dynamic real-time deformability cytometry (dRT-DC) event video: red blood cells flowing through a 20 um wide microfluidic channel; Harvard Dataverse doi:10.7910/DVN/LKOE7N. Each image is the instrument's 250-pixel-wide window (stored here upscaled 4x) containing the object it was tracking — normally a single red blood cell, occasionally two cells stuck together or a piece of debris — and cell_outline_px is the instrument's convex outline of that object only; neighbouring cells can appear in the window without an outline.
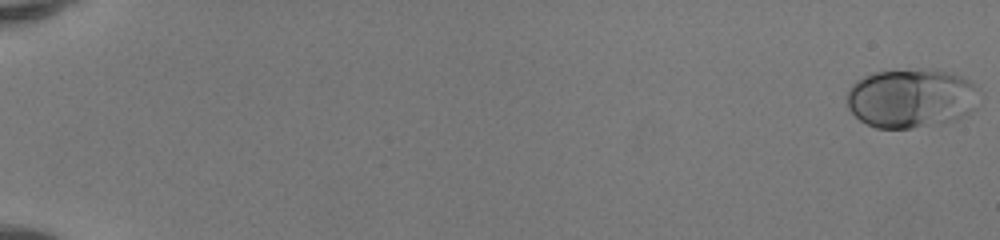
{"species": "human", "species_latin": "Homo sapiens", "temperature_condition": "room temperature", "stored_images_in_passage": 52, "camera_frame_rate_fps": 3000, "um_per_image_px": 0.085, "donor": {"sex": "female"}, "frame": {"image": 1, "passage_image": 1, "time_ms": 0.0, "image_size_px": [1000, 240], "cell_outline_px": [[976, 108], [956, 120], [944, 124], [912, 128], [876, 128], [860, 120], [848, 108], [848, 88], [856, 80], [864, 76], [876, 72], [920, 68], [952, 72], [964, 76], [972, 84]], "centroid_in_image_um": [77.42, 8.35], "position_along_channel_um": 7.6, "area_um2": 45.66}}
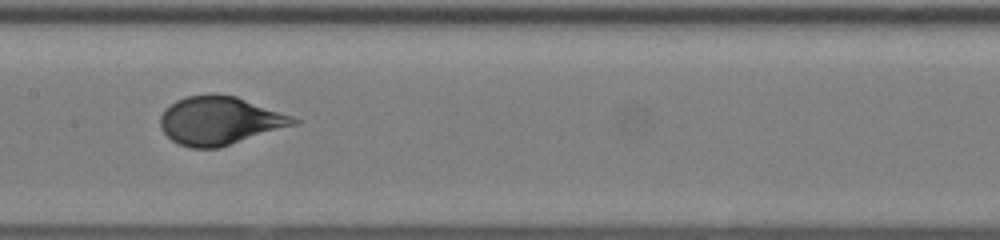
{"frame": {"image": 2, "passage_image": 29, "time_ms": 9.333, "image_size_px": [1000, 240], "cell_outline_px": [[300, 120], [296, 124], [220, 148], [192, 148], [180, 144], [172, 140], [160, 128], [160, 116], [164, 108], [176, 100], [188, 96], [216, 92], [236, 96], [292, 116]], "centroid_in_image_um": [18.64, 10.24], "position_along_channel_um": 188.8, "area_um2": 37.57}}
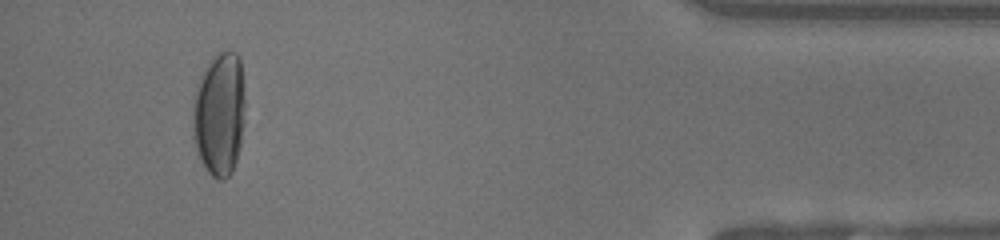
{"frame": {"image": 3, "passage_image": 49, "time_ms": 16.0, "image_size_px": [1000, 240], "cell_outline_px": [[244, 124], [240, 148], [232, 172], [224, 180], [220, 180], [212, 176], [208, 172], [200, 160], [196, 148], [192, 120], [192, 100], [200, 76], [212, 56], [216, 52], [236, 52], [240, 60], [244, 84]], "centroid_in_image_um": [18.65, 9.68], "position_along_channel_um": 416.6, "area_um2": 38.21}, "authors_computed_cell_mechanics": {"area_um2": 38.3214, "velocity_mm_per_s": 4.1454, "shape_relaxation_time_tau1_ms": 7.0239, "shape_relaxation_time_tau2_ms": null, "deformation_change_tau1": 0.271, "deformation_change_tau2": null}}